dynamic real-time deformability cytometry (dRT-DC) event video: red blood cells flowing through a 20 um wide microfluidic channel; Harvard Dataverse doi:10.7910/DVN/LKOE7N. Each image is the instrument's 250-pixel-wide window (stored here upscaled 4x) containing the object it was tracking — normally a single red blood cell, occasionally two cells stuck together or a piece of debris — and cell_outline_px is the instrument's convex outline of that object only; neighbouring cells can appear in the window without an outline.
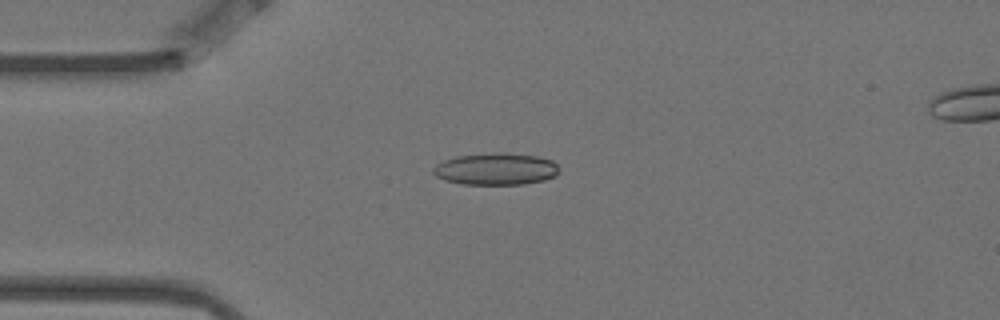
{"species": "Egyptian fruit bat (a non-hibernating species)", "species_latin": "Rousettus aegyptiacus", "temperature_condition": "warm", "stored_images_in_passage": 5, "camera_frame_rate_fps": 3000, "um_per_image_px": 0.085, "animal": {"sex": "female"}, "frame": {"image": 1, "passage_image": 4, "time_ms": 1.0, "image_size_px": [1000, 320], "cell_outline_px": [[560, 172], [556, 176], [544, 180], [524, 184], [460, 184], [444, 180], [436, 176], [432, 172], [432, 168], [436, 164], [444, 160], [456, 156], [500, 152], [536, 156], [552, 160], [560, 168]], "centroid_in_image_um": [42.15, 14.37], "position_along_channel_um": 42.8, "area_um2": 23.58}}